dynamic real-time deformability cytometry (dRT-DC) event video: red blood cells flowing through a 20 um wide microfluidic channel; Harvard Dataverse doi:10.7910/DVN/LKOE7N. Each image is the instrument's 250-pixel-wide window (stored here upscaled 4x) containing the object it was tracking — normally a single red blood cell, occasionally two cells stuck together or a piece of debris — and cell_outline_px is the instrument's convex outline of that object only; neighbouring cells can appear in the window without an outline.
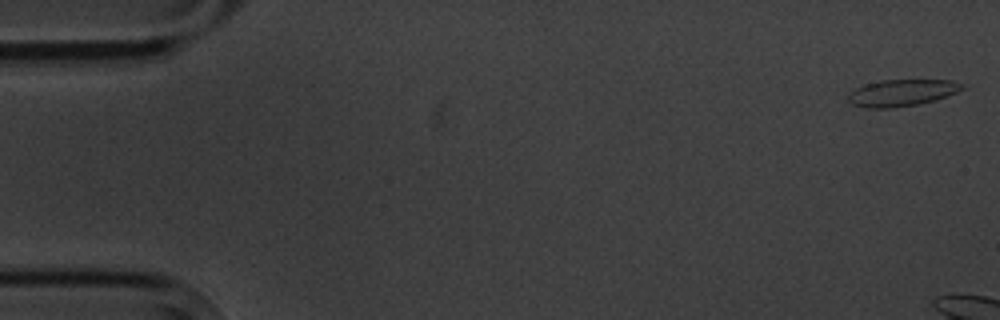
{"species": "common noctule bat (a hibernating species)", "species_latin": "Nyctalus noctula", "temperature_condition": "cold", "stored_images_in_passage": 6, "camera_frame_rate_fps": 3000, "um_per_image_px": 0.085, "animal": {"sex": "male", "body_mass_g": 20.1, "forearm_length_mm": 53.5}, "frame": {"image": 1, "passage_image": 1, "time_ms": 0.0, "image_size_px": [1000, 320], "cell_outline_px": [[964, 88], [956, 92], [936, 100], [916, 104], [892, 108], [868, 108], [852, 104], [848, 100], [848, 92], [856, 88], [880, 80], [952, 80], [960, 84]], "centroid_in_image_um": [76.62, 7.89], "position_along_channel_um": 8.4, "area_um2": 17.51}}
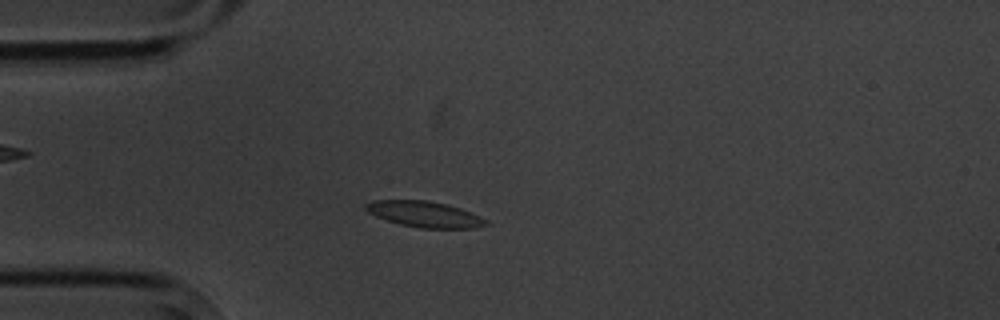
{"frame": {"image": 2, "passage_image": 6, "time_ms": 6.0, "image_size_px": [1000, 320], "cell_outline_px": [[488, 224], [472, 228], [420, 228], [400, 224], [376, 216], [368, 212], [364, 208], [364, 204], [372, 200], [428, 200], [448, 204], [460, 208], [488, 220]], "centroid_in_image_um": [36.06, 18.2], "position_along_channel_um": 48.9, "area_um2": 18.09}}